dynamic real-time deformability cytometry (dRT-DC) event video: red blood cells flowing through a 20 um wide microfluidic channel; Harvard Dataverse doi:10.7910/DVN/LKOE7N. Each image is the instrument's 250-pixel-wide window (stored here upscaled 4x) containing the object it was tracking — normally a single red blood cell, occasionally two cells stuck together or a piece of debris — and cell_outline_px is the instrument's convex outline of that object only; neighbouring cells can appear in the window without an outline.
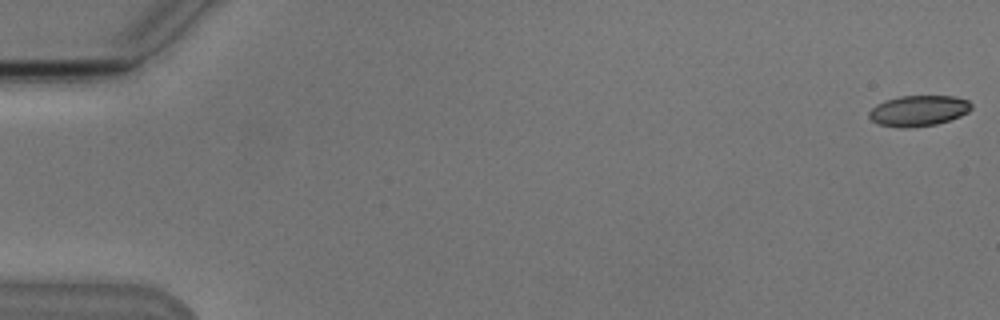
{"species": "Egyptian fruit bat (a non-hibernating species)", "species_latin": "Rousettus aegyptiacus", "temperature_condition": "cold", "stored_images_in_passage": 54, "camera_frame_rate_fps": 3000, "um_per_image_px": 0.085, "animal": {"sex": "male"}, "frame": {"image": 1, "passage_image": 1, "time_ms": 0.0, "image_size_px": [1000, 320], "cell_outline_px": [[972, 108], [968, 112], [960, 116], [936, 124], [904, 128], [880, 124], [872, 120], [868, 116], [868, 112], [876, 104], [884, 100], [900, 96], [956, 96], [968, 100], [972, 104]], "centroid_in_image_um": [78.08, 9.39], "position_along_channel_um": 6.9, "area_um2": 18.26}}
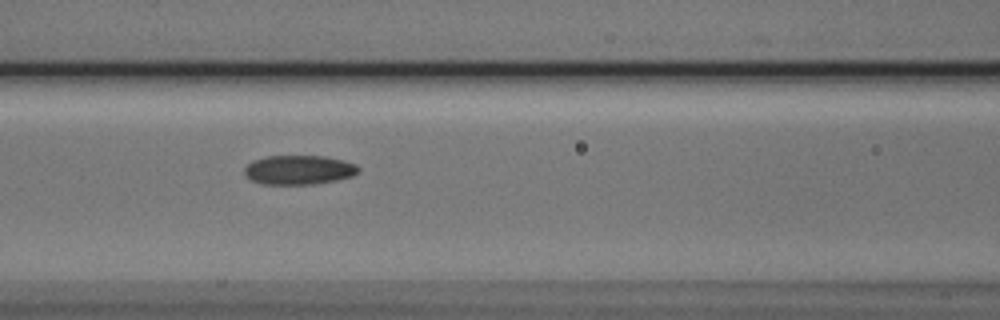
{"frame": {"image": 2, "passage_image": 24, "time_ms": 7.667, "image_size_px": [1000, 320], "cell_outline_px": [[360, 172], [352, 176], [336, 180], [316, 184], [260, 184], [252, 180], [244, 172], [244, 168], [248, 164], [256, 160], [268, 156], [324, 156], [356, 164], [360, 168]], "centroid_in_image_um": [25.43, 14.45], "position_along_channel_um": 141.2, "area_um2": 19.31}}
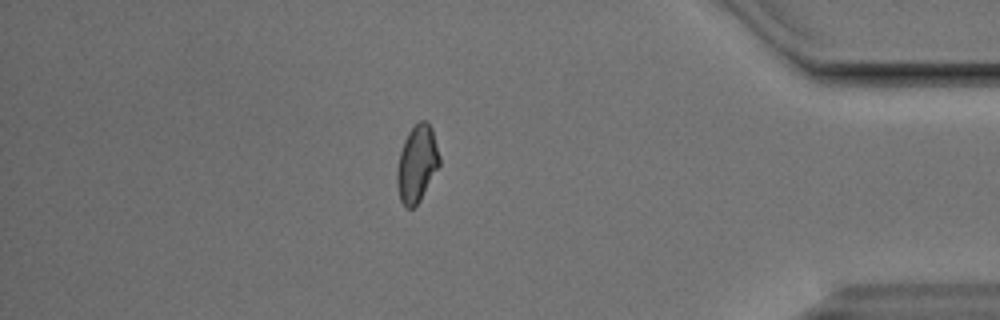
{"frame": {"image": 3, "passage_image": 47, "time_ms": 15.333, "image_size_px": [1000, 320], "cell_outline_px": [[440, 164], [420, 200], [412, 208], [404, 208], [400, 200], [396, 184], [396, 172], [400, 152], [404, 140], [408, 132], [420, 120], [428, 120], [432, 128], [440, 156]], "centroid_in_image_um": [35.43, 13.91], "position_along_channel_um": 399.8, "area_um2": 19.07}, "authors_computed_cell_mechanics": {"area_um2": 19.074, "velocity_mm_per_s": 3.8354, "shape_relaxation_time_tau1_ms": null, "shape_relaxation_time_tau2_ms": 3.7241, "deformation_change_tau1": null, "deformation_change_tau2": 0.0885}}